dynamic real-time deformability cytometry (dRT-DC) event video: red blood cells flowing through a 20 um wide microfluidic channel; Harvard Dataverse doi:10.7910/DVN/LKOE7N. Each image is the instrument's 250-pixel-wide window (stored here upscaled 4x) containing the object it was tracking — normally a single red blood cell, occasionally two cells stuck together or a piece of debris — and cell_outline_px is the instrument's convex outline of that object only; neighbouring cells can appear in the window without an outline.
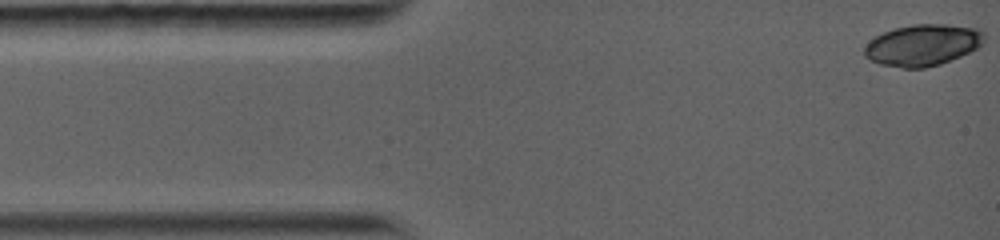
{"species": "common noctule bat (a hibernating species)", "species_latin": "Nyctalus noctula", "temperature_condition": "warm", "stored_images_in_passage": 5, "camera_frame_rate_fps": 5000, "um_per_image_px": 0.085, "animal": {"sex": "female", "body_mass_g": 19.0, "forearm_length_mm": 56.7}, "frame": {"image": 1, "passage_image": 1, "time_ms": 0.0, "image_size_px": [1000, 240], "cell_outline_px": [[984, 40], [976, 48], [960, 56], [940, 64], [924, 68], [900, 68], [880, 64], [864, 56], [864, 48], [876, 36], [884, 32], [896, 28], [912, 24], [948, 24], [980, 28], [984, 32]], "centroid_in_image_um": [78.45, 3.82], "position_along_channel_um": 6.6, "area_um2": 28.78}}